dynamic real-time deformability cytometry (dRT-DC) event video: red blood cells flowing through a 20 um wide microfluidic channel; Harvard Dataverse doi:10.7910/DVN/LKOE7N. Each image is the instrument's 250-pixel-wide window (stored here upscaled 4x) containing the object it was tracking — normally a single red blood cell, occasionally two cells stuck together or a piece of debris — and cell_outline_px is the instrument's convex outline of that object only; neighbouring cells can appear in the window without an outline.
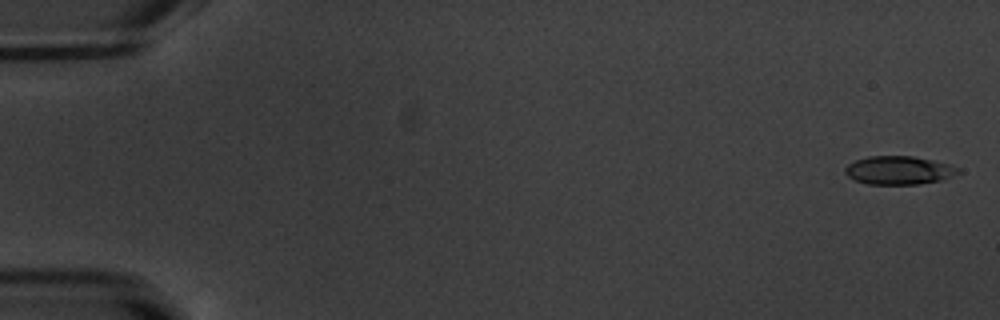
{"species": "common noctule bat (a hibernating species)", "species_latin": "Nyctalus noctula", "temperature_condition": "warm", "stored_images_in_passage": 51, "camera_frame_rate_fps": 3000, "um_per_image_px": 0.085, "animal": {"sex": "male", "body_mass_g": 20.1, "forearm_length_mm": 53.5}, "frame": {"image": 1, "passage_image": 1, "time_ms": 0.0, "image_size_px": [1000, 320], "cell_outline_px": [[964, 172], [940, 180], [920, 184], [868, 184], [856, 180], [848, 176], [844, 172], [844, 168], [848, 164], [856, 160], [868, 156], [912, 156], [932, 160], [948, 164], [960, 168]], "centroid_in_image_um": [76.42, 14.47], "position_along_channel_um": 8.6, "area_um2": 18.73}}
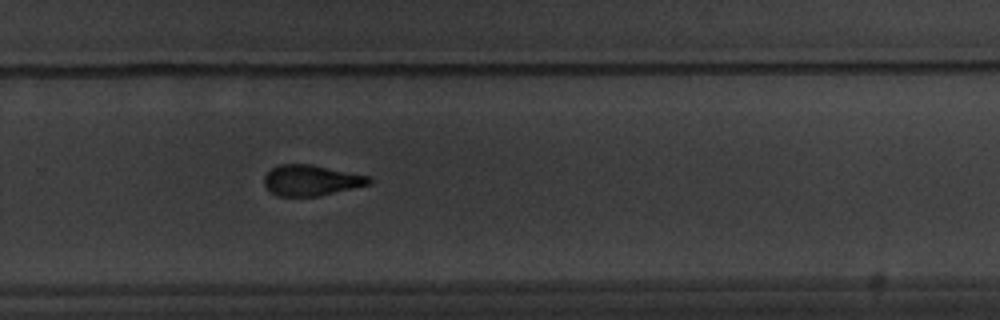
{"frame": {"image": 2, "passage_image": 36, "time_ms": 11.667, "image_size_px": [1000, 320], "cell_outline_px": [[372, 184], [320, 196], [276, 196], [264, 184], [264, 176], [272, 168], [280, 164], [312, 164], [372, 176]], "centroid_in_image_um": [26.51, 15.32], "position_along_channel_um": 303.3, "area_um2": 19.02}}
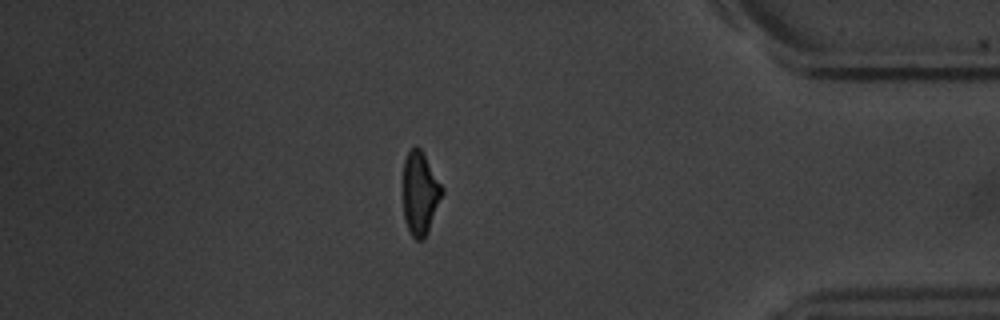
{"frame": {"image": 3, "passage_image": 46, "time_ms": 15.0, "image_size_px": [1000, 320], "cell_outline_px": [[444, 192], [428, 232], [424, 240], [416, 240], [412, 236], [408, 228], [404, 216], [404, 160], [408, 152], [416, 144], [424, 152], [444, 188]], "centroid_in_image_um": [35.74, 16.4], "position_along_channel_um": 399.5, "area_um2": 19.02}}